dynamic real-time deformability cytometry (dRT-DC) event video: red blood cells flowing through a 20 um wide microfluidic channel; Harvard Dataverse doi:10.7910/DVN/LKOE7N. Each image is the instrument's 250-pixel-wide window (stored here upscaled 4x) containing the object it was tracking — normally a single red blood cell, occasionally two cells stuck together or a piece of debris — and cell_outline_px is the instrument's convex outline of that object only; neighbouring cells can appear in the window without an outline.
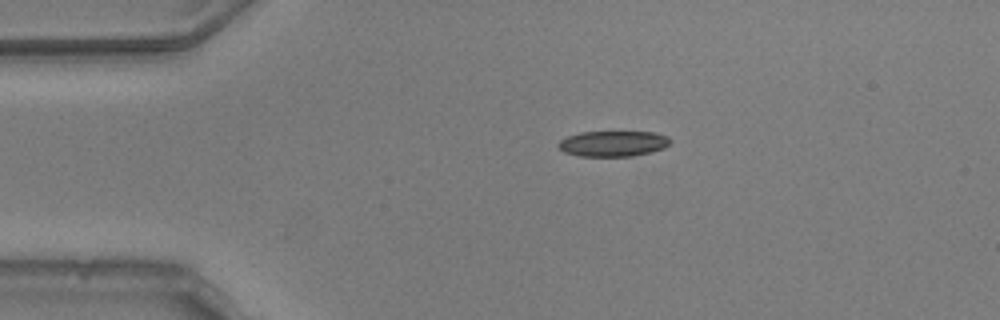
{"species": "common noctule bat (a hibernating species)", "species_latin": "Nyctalus noctula", "temperature_condition": "warm", "stored_images_in_passage": 44, "camera_frame_rate_fps": 3000, "um_per_image_px": 0.085, "animal": {"sex": "male", "body_mass_g": 20.5, "forearm_length_mm": 52.5}, "frame": {"image": 1, "passage_image": 1, "time_ms": 0.0, "image_size_px": [1000, 320], "cell_outline_px": [[672, 140], [664, 148], [652, 152], [632, 156], [580, 156], [564, 152], [556, 144], [560, 140], [568, 136], [580, 132], [656, 132], [668, 136]], "centroid_in_image_um": [52.13, 12.2], "position_along_channel_um": 32.9, "area_um2": 16.76}}
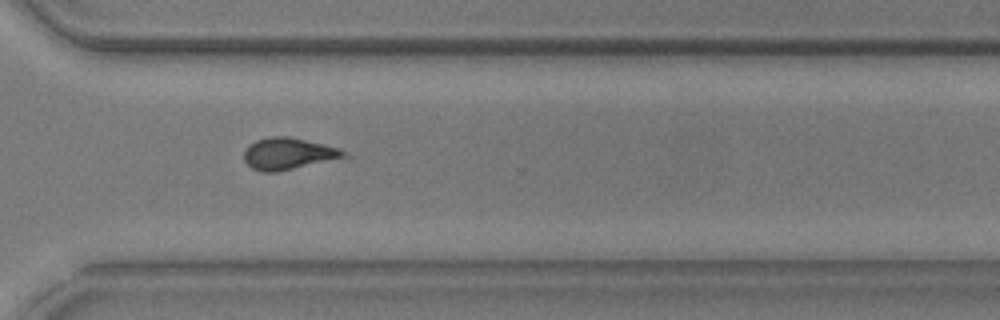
{"frame": {"image": 2, "passage_image": 29, "time_ms": 9.333, "image_size_px": [1000, 320], "cell_outline_px": [[352, 156], [276, 172], [260, 172], [252, 168], [244, 160], [244, 152], [248, 144], [256, 140], [272, 136], [288, 136], [324, 144], [340, 148]], "centroid_in_image_um": [24.52, 13.06], "position_along_channel_um": 346.1, "area_um2": 18.61}}
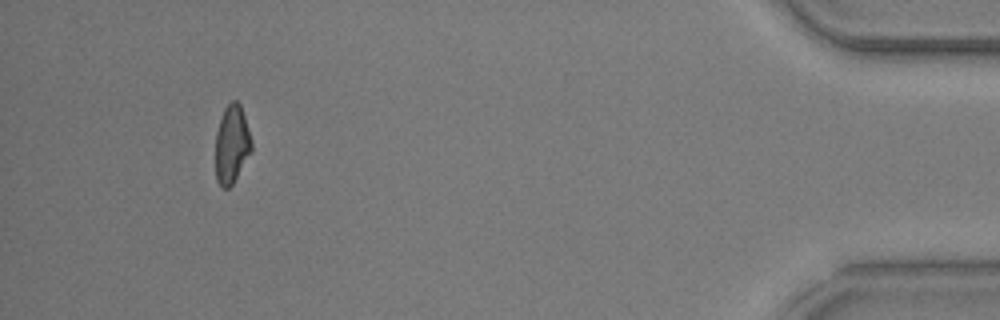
{"frame": {"image": 3, "passage_image": 40, "time_ms": 13.0, "image_size_px": [1000, 320], "cell_outline_px": [[252, 152], [232, 184], [228, 188], [224, 188], [216, 180], [216, 132], [224, 108], [232, 100], [236, 100], [240, 104], [252, 140]], "centroid_in_image_um": [19.71, 12.26], "position_along_channel_um": 415.5, "area_um2": 16.36}, "authors_computed_cell_mechanics": {"area_um2": 18.0047, "velocity_mm_per_s": 3.7792, "shape_relaxation_time_tau1_ms": null, "shape_relaxation_time_tau2_ms": 2.3583, "deformation_change_tau1": null, "deformation_change_tau2": 0.1096}}